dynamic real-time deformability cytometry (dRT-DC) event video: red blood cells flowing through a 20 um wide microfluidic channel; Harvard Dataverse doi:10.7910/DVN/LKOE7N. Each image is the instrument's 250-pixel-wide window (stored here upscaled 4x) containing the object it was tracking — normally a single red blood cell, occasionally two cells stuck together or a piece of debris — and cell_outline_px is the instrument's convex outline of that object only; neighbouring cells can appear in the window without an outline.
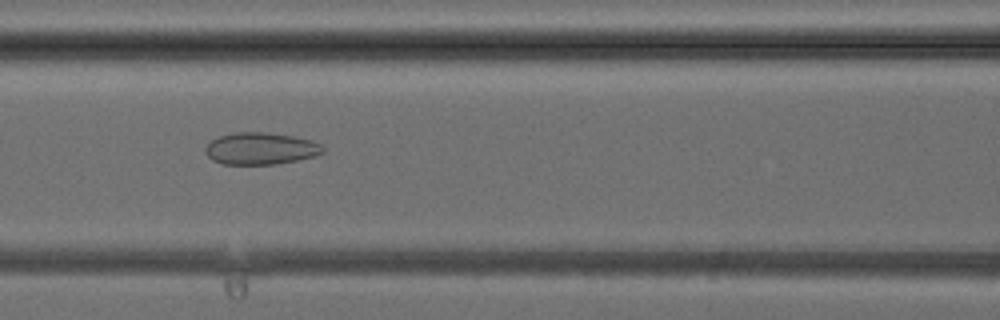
{"species": "common noctule bat (a hibernating species)", "species_latin": "Nyctalus noctula", "temperature_condition": "cold", "stored_images_in_passage": 33, "camera_frame_rate_fps": 3000, "um_per_image_px": 0.085, "animal": {"sex": "female", "body_mass_g": 24.6, "forearm_length_mm": 56.2}, "frame": {"image": 1, "passage_image": 10, "time_ms": 3.0, "image_size_px": [1000, 320], "cell_outline_px": [[324, 152], [316, 156], [276, 164], [220, 164], [212, 160], [204, 152], [204, 148], [212, 140], [220, 136], [236, 132], [264, 132], [292, 136], [312, 140], [320, 144], [324, 148]], "centroid_in_image_um": [22.15, 12.63], "position_along_channel_um": 144.5, "area_um2": 21.91}}
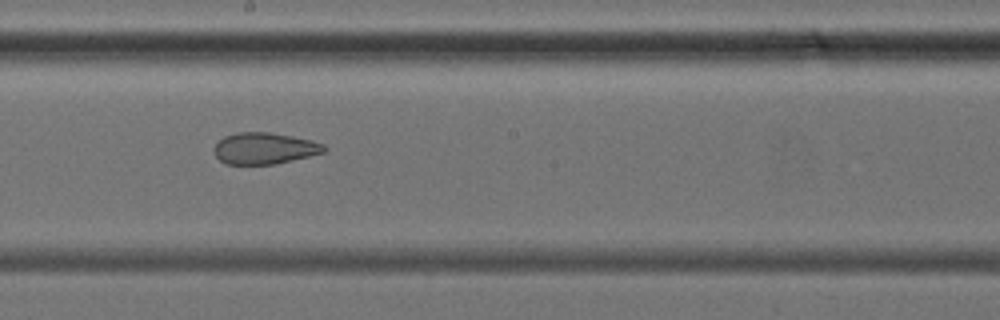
{"frame": {"image": 2, "passage_image": 15, "time_ms": 4.667, "image_size_px": [1000, 320], "cell_outline_px": [[328, 148], [324, 152], [276, 164], [224, 164], [216, 156], [212, 148], [224, 136], [236, 132], [268, 132], [292, 136], [312, 140], [324, 144]], "centroid_in_image_um": [22.47, 12.6], "position_along_channel_um": 225.7, "area_um2": 20.23}}
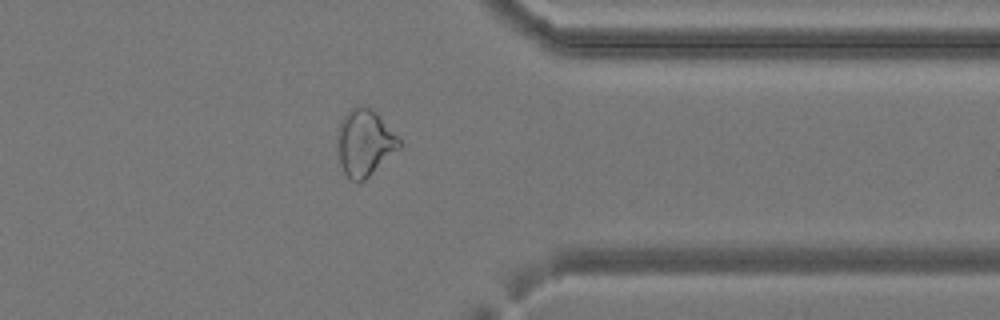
{"frame": {"image": 3, "passage_image": 25, "time_ms": 8.0, "image_size_px": [1000, 320], "cell_outline_px": [[400, 148], [364, 180], [352, 180], [344, 172], [340, 164], [336, 140], [336, 128], [340, 120], [352, 108], [372, 108], [380, 116], [400, 140]], "centroid_in_image_um": [30.96, 12.13], "position_along_channel_um": 380.4, "area_um2": 23.64}}